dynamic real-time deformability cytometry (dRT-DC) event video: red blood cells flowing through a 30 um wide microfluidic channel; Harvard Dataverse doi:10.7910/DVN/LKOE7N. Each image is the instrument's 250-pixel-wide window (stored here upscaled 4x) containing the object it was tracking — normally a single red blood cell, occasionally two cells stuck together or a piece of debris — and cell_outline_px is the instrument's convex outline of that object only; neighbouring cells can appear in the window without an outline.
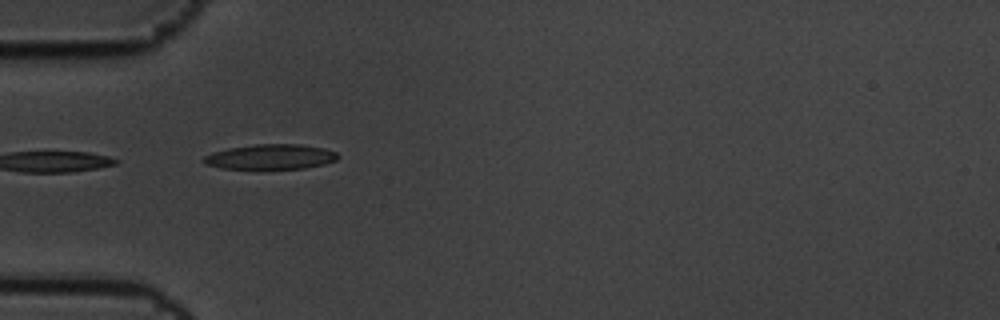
{"species": "common noctule bat (a hibernating species)", "species_latin": "Nyctalus noctula", "temperature_condition": "cold", "stored_images_in_passage": 4, "camera_frame_rate_fps": 3000, "um_per_image_px": 0.085, "animal": {"sex": "male", "body_mass_g": 19.5, "forearm_length_mm": 54.6}, "frame": {"image": 1, "passage_image": 2, "time_ms": 0.333, "image_size_px": [1000, 320], "cell_outline_px": [[340, 156], [336, 160], [324, 164], [304, 168], [220, 168], [204, 164], [200, 160], [204, 156], [212, 152], [228, 148], [256, 144], [300, 144], [324, 148], [336, 152]], "centroid_in_image_um": [22.98, 13.32], "position_along_channel_um": 62.0, "area_um2": 19.54}}
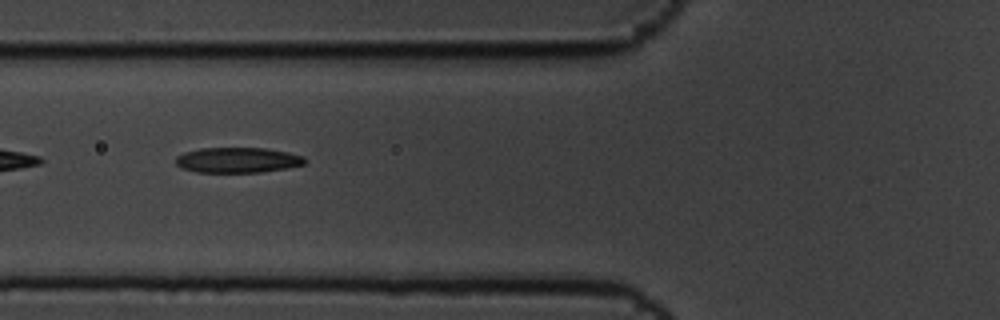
{"frame": {"image": 2, "passage_image": 3, "time_ms": 0.667, "image_size_px": [1000, 320], "cell_outline_px": [[308, 160], [304, 164], [288, 168], [260, 172], [196, 172], [180, 168], [176, 164], [176, 156], [184, 152], [200, 148], [264, 148], [288, 152], [304, 156]], "centroid_in_image_um": [20.2, 13.6], "position_along_channel_um": 105.6, "area_um2": 19.19}}
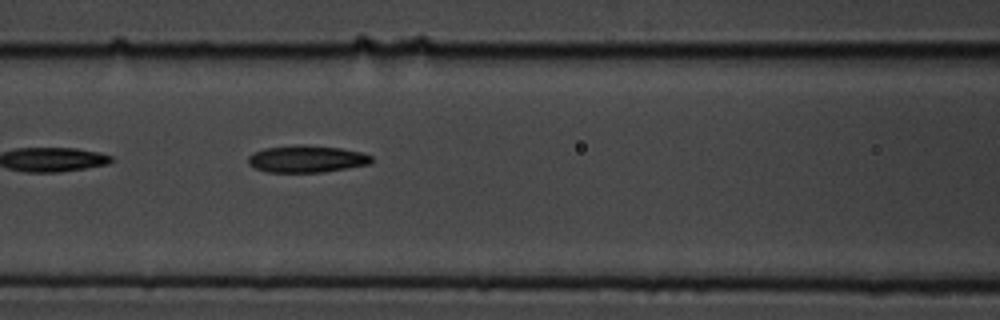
{"frame": {"image": 3, "passage_image": 4, "time_ms": 1.0, "image_size_px": [1000, 320], "cell_outline_px": [[372, 160], [368, 164], [348, 168], [324, 172], [268, 172], [256, 168], [248, 164], [248, 156], [252, 152], [264, 148], [296, 144], [300, 144], [340, 148], [360, 152], [372, 156]], "centroid_in_image_um": [26.02, 13.5], "position_along_channel_um": 140.6, "area_um2": 19.48}}